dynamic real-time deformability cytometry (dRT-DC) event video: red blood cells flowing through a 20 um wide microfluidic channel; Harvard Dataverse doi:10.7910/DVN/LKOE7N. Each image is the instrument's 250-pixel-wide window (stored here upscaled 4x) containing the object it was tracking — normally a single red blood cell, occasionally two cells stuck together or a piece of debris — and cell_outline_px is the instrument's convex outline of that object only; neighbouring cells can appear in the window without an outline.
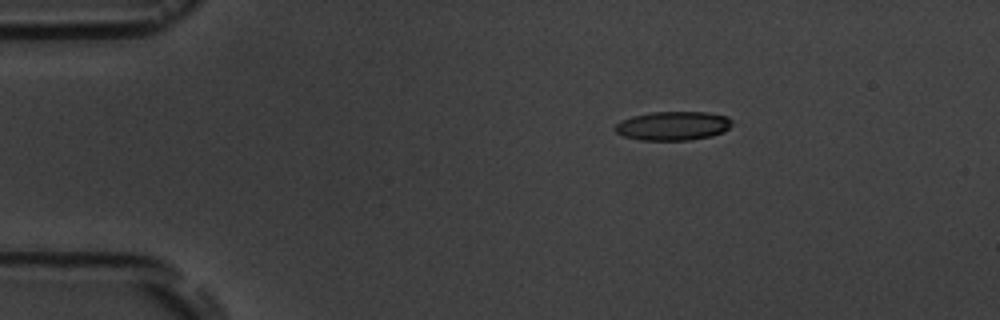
{"species": "common noctule bat (a hibernating species)", "species_latin": "Nyctalus noctula", "temperature_condition": "room temperature", "stored_images_in_passage": 4, "camera_frame_rate_fps": 3000, "um_per_image_px": 0.085, "animal": {"sex": "male", "body_mass_g": 19.5, "forearm_length_mm": 54.6}, "frame": {"image": 1, "passage_image": 1, "time_ms": 0.0, "image_size_px": [1000, 320], "cell_outline_px": [[732, 124], [724, 132], [712, 136], [688, 140], [640, 140], [624, 136], [616, 132], [612, 128], [620, 120], [632, 116], [652, 112], [708, 112], [728, 116], [732, 120]], "centroid_in_image_um": [57.2, 10.69], "position_along_channel_um": 27.8, "area_um2": 19.88}}